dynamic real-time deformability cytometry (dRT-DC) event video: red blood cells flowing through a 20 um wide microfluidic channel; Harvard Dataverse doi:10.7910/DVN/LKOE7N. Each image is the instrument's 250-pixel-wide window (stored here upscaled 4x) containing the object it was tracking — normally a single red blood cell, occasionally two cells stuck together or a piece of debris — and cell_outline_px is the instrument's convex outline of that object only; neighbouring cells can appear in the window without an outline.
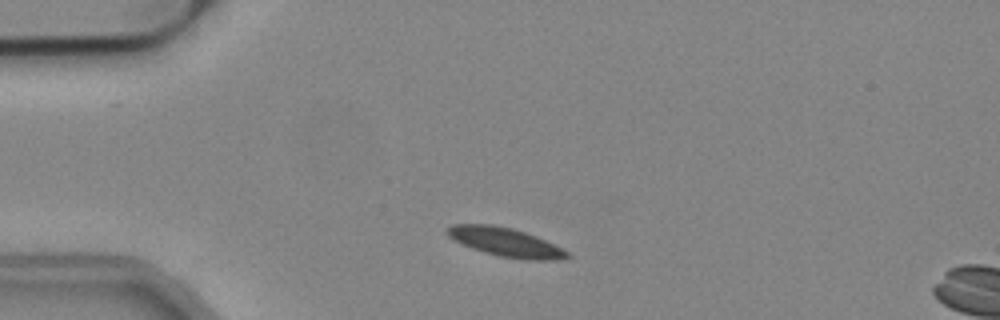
{"species": "common noctule bat (a hibernating species)", "species_latin": "Nyctalus noctula", "temperature_condition": "cold", "stored_images_in_passage": 9, "camera_frame_rate_fps": 3000, "um_per_image_px": 0.085, "animal": {"sex": "male", "body_mass_g": 19.2, "forearm_length_mm": 51.8}, "frame": {"image": 1, "passage_image": 6, "time_ms": 1.667, "image_size_px": [1000, 320], "cell_outline_px": [[572, 256], [560, 260], [528, 260], [500, 256], [484, 252], [472, 248], [448, 236], [444, 232], [452, 224], [492, 224], [512, 228], [536, 236], [568, 252]], "centroid_in_image_um": [42.97, 20.58], "position_along_channel_um": 42.0, "area_um2": 19.88}}